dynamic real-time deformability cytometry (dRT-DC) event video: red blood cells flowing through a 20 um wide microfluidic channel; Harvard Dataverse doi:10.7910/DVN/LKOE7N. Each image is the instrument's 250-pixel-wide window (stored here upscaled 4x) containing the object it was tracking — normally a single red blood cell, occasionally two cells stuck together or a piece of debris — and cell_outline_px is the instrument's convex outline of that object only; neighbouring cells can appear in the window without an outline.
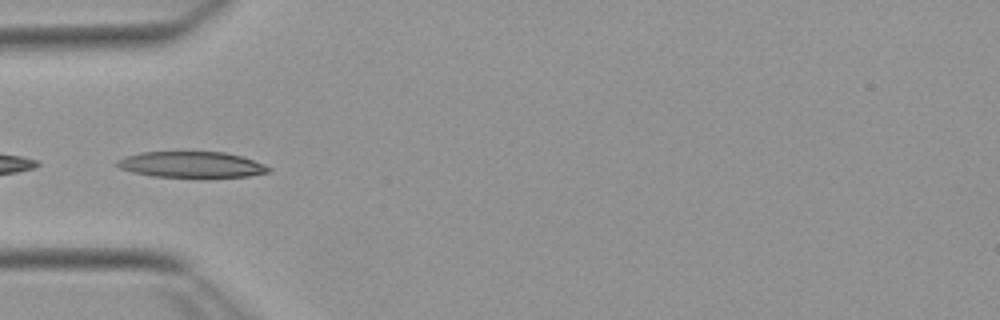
{"species": "Egyptian fruit bat (a non-hibernating species)", "species_latin": "Rousettus aegyptiacus", "temperature_condition": "warm", "stored_images_in_passage": 26, "camera_frame_rate_fps": 3000, "um_per_image_px": 0.085, "animal": {"sex": "female"}, "frame": {"image": 1, "passage_image": 6, "time_ms": 1.667, "image_size_px": [1000, 320], "cell_outline_px": [[272, 168], [268, 172], [248, 176], [152, 176], [132, 172], [120, 168], [116, 164], [116, 160], [124, 156], [140, 152], [224, 152], [240, 156], [264, 164]], "centroid_in_image_um": [16.22, 13.97], "position_along_channel_um": 68.8, "area_um2": 22.48}}
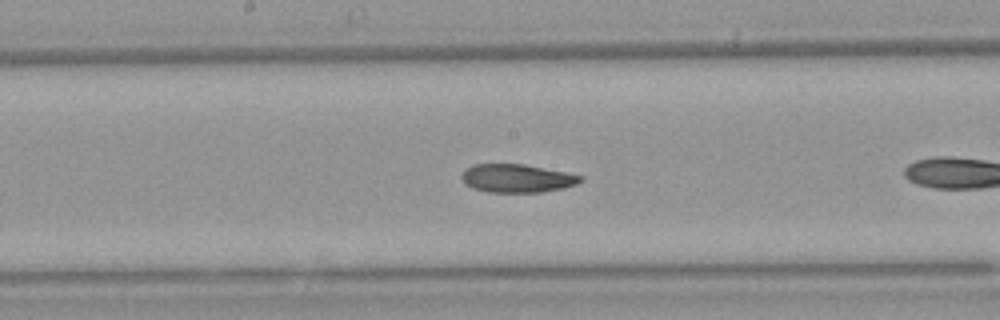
{"frame": {"image": 2, "passage_image": 12, "time_ms": 3.667, "image_size_px": [1000, 320], "cell_outline_px": [[584, 180], [576, 184], [564, 188], [540, 192], [488, 192], [472, 188], [464, 184], [460, 176], [472, 164], [524, 164], [568, 172], [584, 176]], "centroid_in_image_um": [43.97, 15.15], "position_along_channel_um": 204.2, "area_um2": 19.77}}
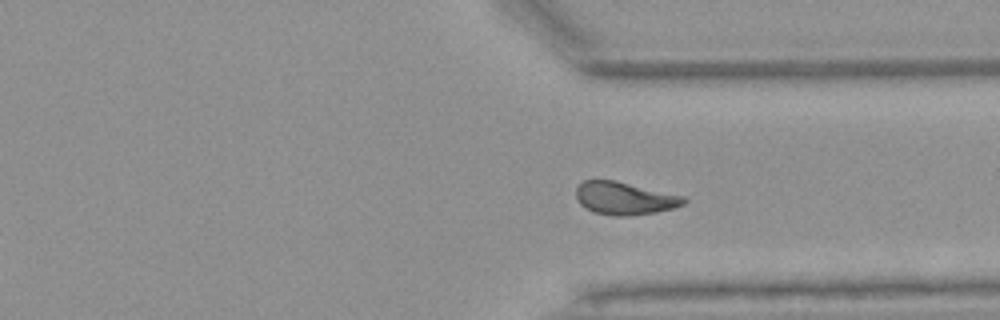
{"frame": {"image": 3, "passage_image": 24, "time_ms": 7.667, "image_size_px": [1000, 320], "cell_outline_px": [[688, 200], [684, 204], [672, 208], [656, 212], [628, 216], [616, 216], [596, 212], [584, 208], [576, 200], [576, 188], [584, 180], [616, 180], [684, 196]], "centroid_in_image_um": [53.08, 16.85], "position_along_channel_um": 358.3, "area_um2": 20.58}}